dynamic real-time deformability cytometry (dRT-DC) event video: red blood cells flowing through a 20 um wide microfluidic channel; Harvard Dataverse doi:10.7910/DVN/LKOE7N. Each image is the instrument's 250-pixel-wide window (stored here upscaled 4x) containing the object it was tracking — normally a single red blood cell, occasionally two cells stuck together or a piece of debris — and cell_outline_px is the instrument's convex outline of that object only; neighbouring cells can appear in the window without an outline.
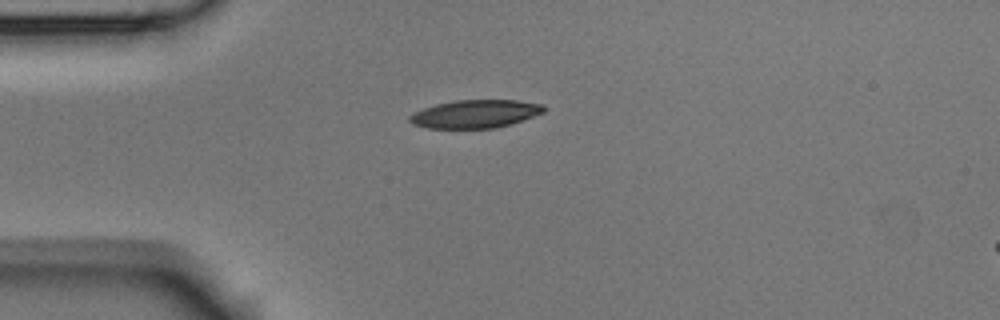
{"species": "Egyptian fruit bat (a non-hibernating species)", "species_latin": "Rousettus aegyptiacus", "temperature_condition": "room temperature", "stored_images_in_passage": 2, "camera_frame_rate_fps": 3000, "um_per_image_px": 0.085, "animal": {"sex": "male"}, "frame": {"image": 1, "passage_image": 1, "time_ms": 0.0, "image_size_px": [1000, 320], "cell_outline_px": [[544, 112], [512, 124], [496, 128], [428, 128], [412, 124], [408, 120], [408, 116], [412, 112], [436, 104], [456, 100], [516, 100], [544, 104]], "centroid_in_image_um": [40.37, 9.68], "position_along_channel_um": 44.6, "area_um2": 22.08}}
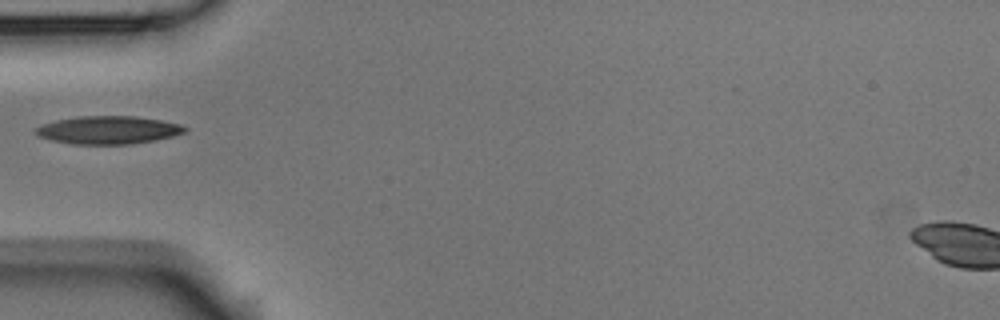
{"frame": {"image": 2, "passage_image": 2, "time_ms": 0.333, "image_size_px": [1000, 320], "cell_outline_px": [[188, 128], [184, 132], [172, 136], [156, 140], [132, 144], [72, 144], [52, 140], [36, 136], [32, 132], [36, 128], [44, 124], [56, 120], [76, 116], [136, 116], [184, 124]], "centroid_in_image_um": [9.2, 11.05], "position_along_channel_um": 75.8, "area_um2": 24.51}}